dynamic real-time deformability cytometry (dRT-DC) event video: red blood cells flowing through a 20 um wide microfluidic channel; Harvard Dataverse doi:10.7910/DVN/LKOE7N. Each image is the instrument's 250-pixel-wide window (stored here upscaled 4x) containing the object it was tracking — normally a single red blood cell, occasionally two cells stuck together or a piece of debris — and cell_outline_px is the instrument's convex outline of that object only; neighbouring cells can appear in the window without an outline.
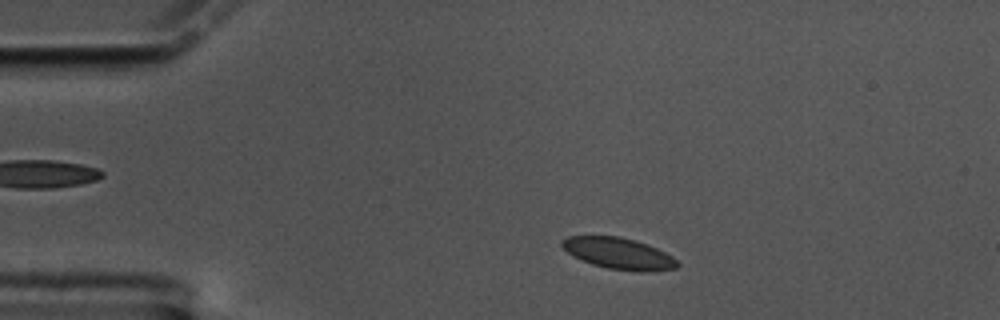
{"species": "common noctule bat (a hibernating species)", "species_latin": "Nyctalus noctula", "temperature_condition": "cold", "stored_images_in_passage": 55, "camera_frame_rate_fps": 3000, "um_per_image_px": 0.085, "animal": {"sex": "male", "body_mass_g": 17.5, "forearm_length_mm": 52.3}, "frame": {"image": 1, "passage_image": 6, "time_ms": 1.667, "image_size_px": [1000, 320], "cell_outline_px": [[680, 264], [676, 268], [644, 272], [640, 272], [608, 268], [592, 264], [572, 256], [560, 244], [560, 240], [568, 236], [620, 236], [648, 244], [672, 256]], "centroid_in_image_um": [52.57, 21.54], "position_along_channel_um": 32.4, "area_um2": 21.04}}
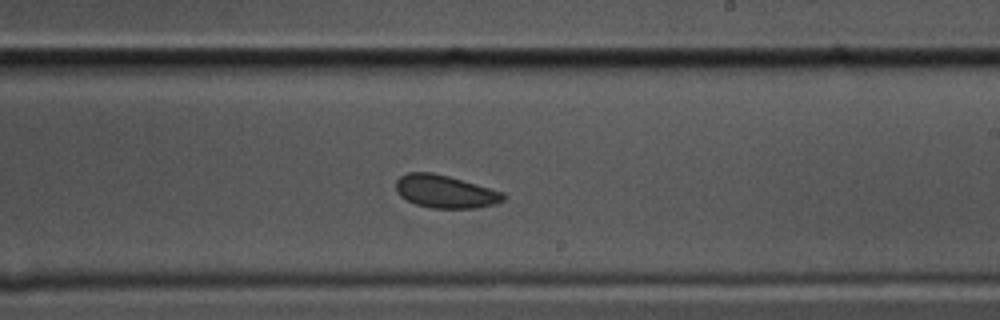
{"frame": {"image": 2, "passage_image": 30, "time_ms": 9.667, "image_size_px": [1000, 320], "cell_outline_px": [[504, 200], [496, 204], [476, 208], [432, 208], [416, 204], [400, 196], [396, 192], [396, 180], [400, 176], [408, 172], [432, 172], [448, 176], [504, 192]], "centroid_in_image_um": [37.83, 16.28], "position_along_channel_um": 251.2, "area_um2": 20.52}}
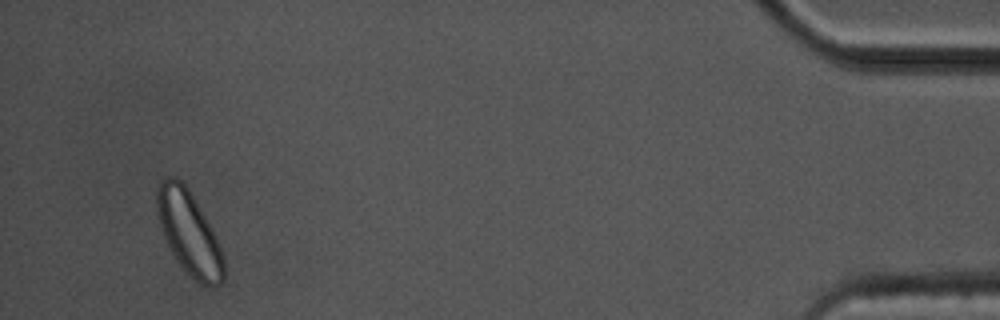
{"frame": {"image": 3, "passage_image": 52, "time_ms": 17.0, "image_size_px": [1000, 320], "cell_outline_px": [[224, 284], [212, 288], [200, 284], [176, 260], [164, 236], [156, 212], [156, 184], [164, 176], [176, 176], [188, 188], [212, 228], [224, 256]], "centroid_in_image_um": [16.07, 19.77], "position_along_channel_um": 419.1, "area_um2": 32.71}, "authors_computed_cell_mechanics": {"area_um2": 21.097, "velocity_mm_per_s": 3.3088, "shape_relaxation_time_tau1_ms": 3.8315, "shape_relaxation_time_tau2_ms": 10.8457, "deformation_change_tau1": 0.044, "deformation_change_tau2": 0.1003}}